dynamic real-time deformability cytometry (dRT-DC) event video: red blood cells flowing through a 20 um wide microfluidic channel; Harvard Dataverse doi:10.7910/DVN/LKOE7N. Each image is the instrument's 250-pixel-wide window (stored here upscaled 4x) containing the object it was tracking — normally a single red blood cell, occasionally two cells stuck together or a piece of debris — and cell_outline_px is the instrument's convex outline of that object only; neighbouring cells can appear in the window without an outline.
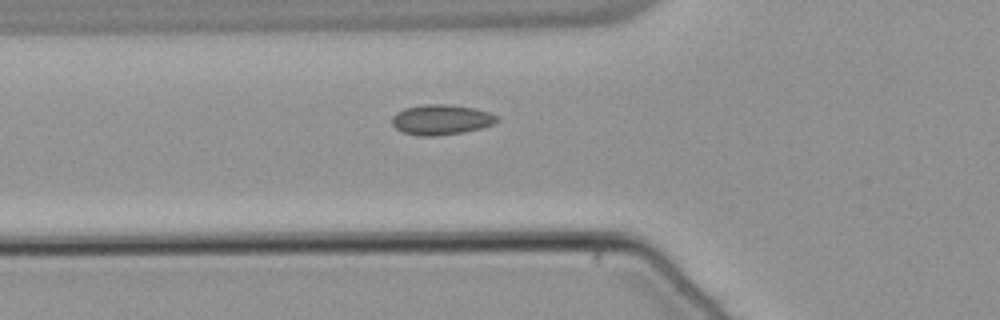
{"species": "common noctule bat (a hibernating species)", "species_latin": "Nyctalus noctula", "temperature_condition": "warm", "stored_images_in_passage": 40, "camera_frame_rate_fps": 3000, "um_per_image_px": 0.085, "animal": {"sex": "male", "body_mass_g": 21.5, "forearm_length_mm": 52.0}, "frame": {"image": 1, "passage_image": 6, "time_ms": 1.667, "image_size_px": [1000, 320], "cell_outline_px": [[500, 120], [492, 124], [480, 128], [464, 132], [436, 136], [420, 136], [400, 132], [392, 124], [392, 116], [396, 112], [404, 108], [424, 104], [448, 104], [472, 108], [488, 112], [500, 116]], "centroid_in_image_um": [37.48, 10.17], "position_along_channel_um": 88.3, "area_um2": 18.61}}
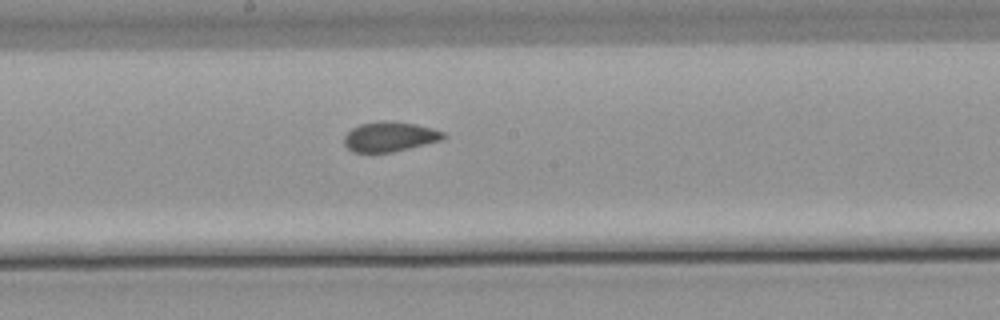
{"frame": {"image": 2, "passage_image": 16, "time_ms": 5.0, "image_size_px": [1000, 320], "cell_outline_px": [[448, 136], [440, 140], [392, 152], [352, 152], [344, 144], [344, 136], [352, 128], [360, 124], [380, 120], [384, 120], [416, 124], [432, 128], [444, 132]], "centroid_in_image_um": [33.11, 11.6], "position_along_channel_um": 215.1, "area_um2": 17.17}}
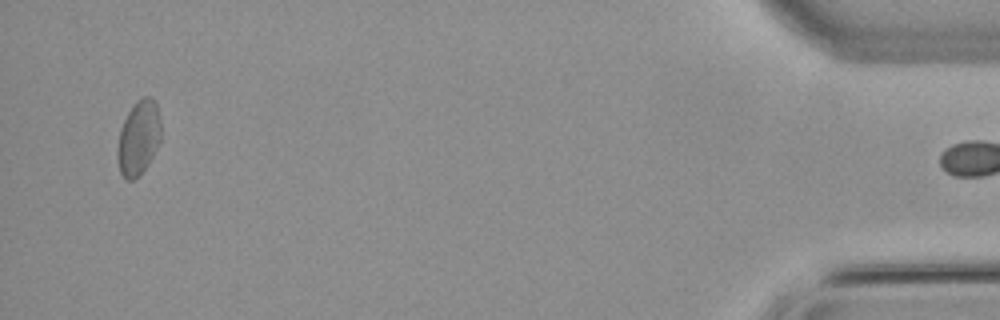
{"frame": {"image": 3, "passage_image": 39, "time_ms": 12.667, "image_size_px": [1000, 320], "cell_outline_px": [[160, 140], [148, 164], [140, 176], [132, 180], [128, 180], [120, 172], [116, 152], [120, 128], [128, 112], [136, 100], [144, 96], [152, 96], [156, 104], [160, 116]], "centroid_in_image_um": [11.77, 11.7], "position_along_channel_um": 423.4, "area_um2": 18.96}, "authors_computed_cell_mechanics": {"area_um2": 17.7735, "velocity_mm_per_s": 3.7943, "shape_relaxation_time_tau1_ms": null, "shape_relaxation_time_tau2_ms": 1.7494, "deformation_change_tau1": null, "deformation_change_tau2": 0.0537}}